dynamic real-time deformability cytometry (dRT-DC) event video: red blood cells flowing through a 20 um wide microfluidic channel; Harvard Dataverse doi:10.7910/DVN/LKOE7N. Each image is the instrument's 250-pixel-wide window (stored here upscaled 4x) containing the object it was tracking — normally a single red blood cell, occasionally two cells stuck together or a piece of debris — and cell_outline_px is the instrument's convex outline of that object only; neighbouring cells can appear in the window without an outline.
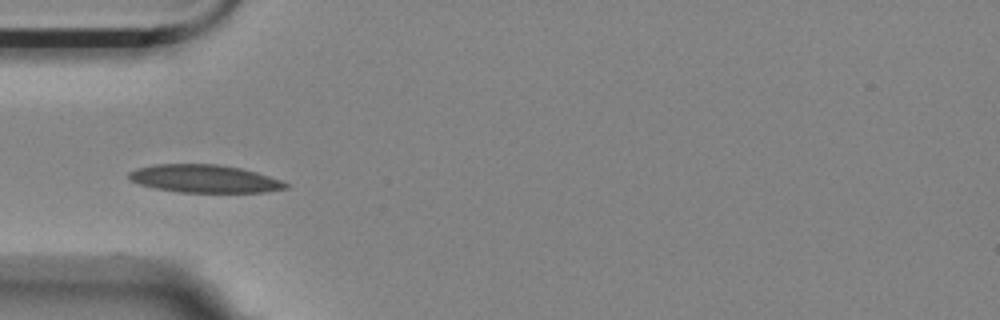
{"species": "Egyptian fruit bat (a non-hibernating species)", "species_latin": "Rousettus aegyptiacus", "temperature_condition": "room temperature", "stored_images_in_passage": 40, "camera_frame_rate_fps": 3000, "um_per_image_px": 0.085, "animal": {"sex": "female"}, "frame": {"image": 1, "passage_image": 1, "time_ms": 0.0, "image_size_px": [1000, 320], "cell_outline_px": [[288, 188], [264, 192], [176, 192], [156, 188], [140, 184], [128, 180], [128, 172], [136, 168], [156, 164], [216, 164], [240, 168], [256, 172], [280, 180], [288, 184]], "centroid_in_image_um": [17.33, 15.19], "position_along_channel_um": 67.7, "area_um2": 25.37}}
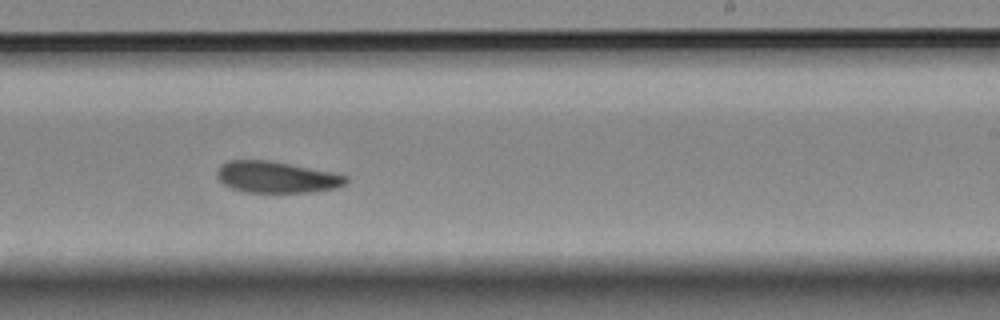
{"frame": {"image": 2, "passage_image": 18, "time_ms": 5.667, "image_size_px": [1000, 320], "cell_outline_px": [[348, 180], [344, 184], [336, 188], [312, 192], [244, 192], [232, 188], [224, 184], [216, 176], [216, 172], [228, 160], [268, 160], [332, 172], [348, 176]], "centroid_in_image_um": [23.51, 15.06], "position_along_channel_um": 265.5, "area_um2": 23.41}}
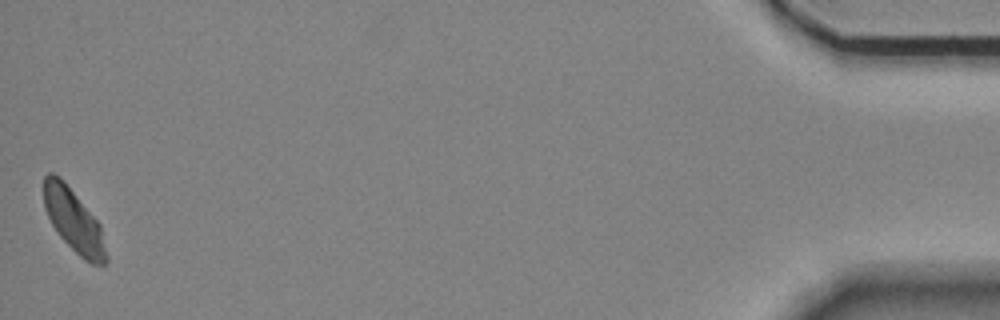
{"frame": {"image": 3, "passage_image": 40, "time_ms": 13.0, "image_size_px": [1000, 320], "cell_outline_px": [[108, 260], [104, 268], [92, 264], [84, 260], [60, 236], [52, 224], [44, 208], [44, 176], [48, 172], [52, 172], [60, 176], [100, 224], [108, 256]], "centroid_in_image_um": [6.29, 18.78], "position_along_channel_um": 428.9, "area_um2": 22.89}, "authors_computed_cell_mechanics": {"area_um2": 23.987, "velocity_mm_per_s": 3.4841, "shape_relaxation_time_tau1_ms": 7.428, "shape_relaxation_time_tau2_ms": 9.7449, "deformation_change_tau1": 0.1464, "deformation_change_tau2": 0.1522}}